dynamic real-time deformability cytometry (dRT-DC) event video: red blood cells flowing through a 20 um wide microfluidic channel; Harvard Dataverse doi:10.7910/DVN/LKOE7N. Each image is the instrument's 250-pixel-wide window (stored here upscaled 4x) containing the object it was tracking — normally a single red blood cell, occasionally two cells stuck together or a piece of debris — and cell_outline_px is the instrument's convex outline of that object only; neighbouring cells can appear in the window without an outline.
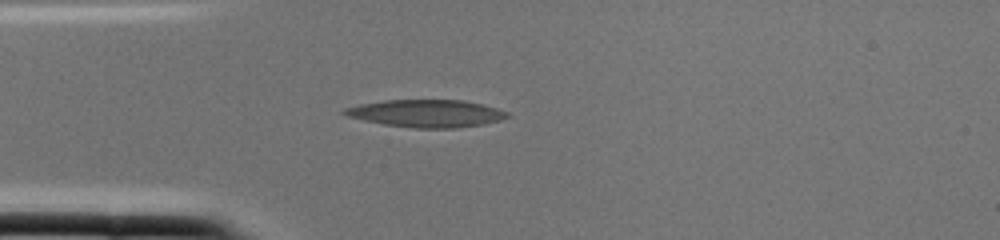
{"species": "common noctule bat (a hibernating species)", "species_latin": "Nyctalus noctula", "temperature_condition": "cold", "stored_images_in_passage": 1, "camera_frame_rate_fps": 3000, "um_per_image_px": 0.085, "animal": {"sex": "female", "body_mass_g": 22.0, "forearm_length_mm": 56.7}, "frame": {"image": 1, "passage_image": 1, "time_ms": 0.0, "image_size_px": [1000, 240], "cell_outline_px": [[512, 116], [500, 120], [484, 124], [456, 128], [416, 128], [384, 124], [364, 120], [348, 116], [340, 112], [344, 108], [360, 104], [384, 100], [464, 100], [496, 108], [508, 112]], "centroid_in_image_um": [36.26, 9.64], "position_along_channel_um": 48.7, "area_um2": 26.01}}